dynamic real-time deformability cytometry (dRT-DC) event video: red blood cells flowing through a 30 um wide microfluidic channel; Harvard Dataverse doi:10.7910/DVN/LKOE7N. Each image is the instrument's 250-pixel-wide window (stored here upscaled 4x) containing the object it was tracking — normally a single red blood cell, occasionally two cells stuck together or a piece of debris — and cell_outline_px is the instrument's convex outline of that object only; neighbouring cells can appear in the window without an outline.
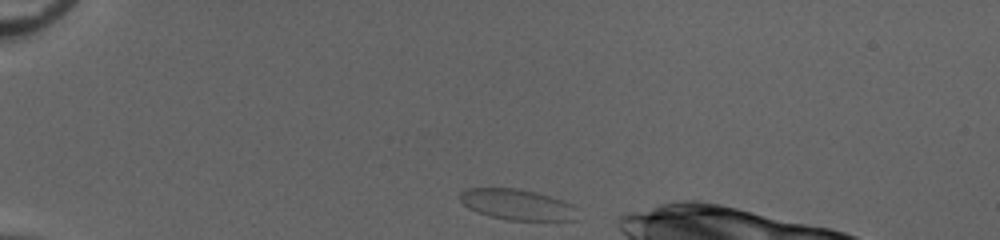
{"species": "common noctule bat (a hibernating species)", "species_latin": "Nyctalus noctula", "temperature_condition": "cold", "stored_images_in_passage": 34, "camera_frame_rate_fps": 3000, "um_per_image_px": 0.085, "animal": {"sex": "female", "body_mass_g": 20.0, "forearm_length_mm": 54.0}, "frame": {"image": 1, "passage_image": 1, "time_ms": 0.0, "image_size_px": [1000, 240], "cell_outline_px": [[580, 220], [508, 220], [488, 216], [476, 212], [468, 208], [460, 200], [460, 192], [468, 188], [520, 188], [536, 192], [564, 200], [572, 204]], "centroid_in_image_um": [43.97, 17.39], "position_along_channel_um": 41.0, "area_um2": 21.27}}
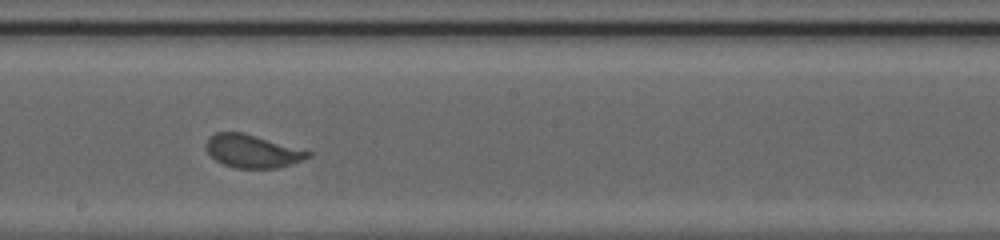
{"frame": {"image": 2, "passage_image": 19, "time_ms": 6.0, "image_size_px": [1000, 240], "cell_outline_px": [[312, 156], [292, 164], [276, 168], [236, 168], [224, 164], [216, 160], [204, 148], [204, 144], [208, 136], [216, 132], [244, 132], [312, 152]], "centroid_in_image_um": [21.42, 12.84], "position_along_channel_um": 226.8, "area_um2": 19.71}}
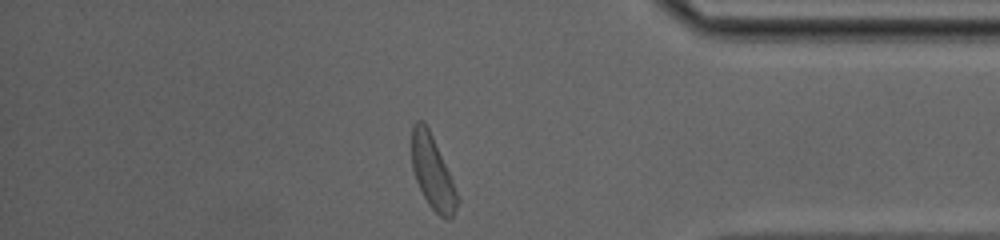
{"frame": {"image": 3, "passage_image": 33, "time_ms": 10.667, "image_size_px": [1000, 240], "cell_outline_px": [[460, 200], [452, 216], [448, 220], [440, 216], [428, 204], [416, 180], [412, 168], [412, 124], [416, 120], [424, 120], [432, 136], [460, 196]], "centroid_in_image_um": [36.78, 14.65], "position_along_channel_um": 398.4, "area_um2": 19.36}, "authors_computed_cell_mechanics": {"area_um2": 19.941, "velocity_mm_per_s": 4.0547, "shape_relaxation_time_tau1_ms": 2.307, "shape_relaxation_time_tau2_ms": null, "deformation_change_tau1": 0.1094, "deformation_change_tau2": null}}